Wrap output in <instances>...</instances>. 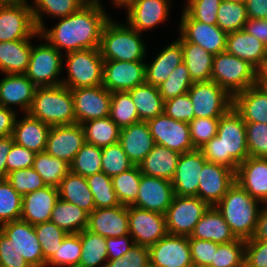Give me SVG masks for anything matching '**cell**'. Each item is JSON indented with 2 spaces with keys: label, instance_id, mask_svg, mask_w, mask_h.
Listing matches in <instances>:
<instances>
[{
  "label": "cell",
  "instance_id": "obj_1",
  "mask_svg": "<svg viewBox=\"0 0 267 267\" xmlns=\"http://www.w3.org/2000/svg\"><path fill=\"white\" fill-rule=\"evenodd\" d=\"M110 19L100 0H90L77 12L59 18L51 29L39 30L44 39L58 51L65 53L99 48L104 25Z\"/></svg>",
  "mask_w": 267,
  "mask_h": 267
},
{
  "label": "cell",
  "instance_id": "obj_2",
  "mask_svg": "<svg viewBox=\"0 0 267 267\" xmlns=\"http://www.w3.org/2000/svg\"><path fill=\"white\" fill-rule=\"evenodd\" d=\"M199 150L207 162L224 165L235 172L238 166L249 157L245 121L233 107L219 117L216 136Z\"/></svg>",
  "mask_w": 267,
  "mask_h": 267
},
{
  "label": "cell",
  "instance_id": "obj_3",
  "mask_svg": "<svg viewBox=\"0 0 267 267\" xmlns=\"http://www.w3.org/2000/svg\"><path fill=\"white\" fill-rule=\"evenodd\" d=\"M258 204L263 203L252 197L235 181L215 207L235 237L248 240L253 238L257 227L260 212Z\"/></svg>",
  "mask_w": 267,
  "mask_h": 267
},
{
  "label": "cell",
  "instance_id": "obj_4",
  "mask_svg": "<svg viewBox=\"0 0 267 267\" xmlns=\"http://www.w3.org/2000/svg\"><path fill=\"white\" fill-rule=\"evenodd\" d=\"M140 36L136 29L110 18L101 34L99 49L103 60L144 62L147 51Z\"/></svg>",
  "mask_w": 267,
  "mask_h": 267
},
{
  "label": "cell",
  "instance_id": "obj_5",
  "mask_svg": "<svg viewBox=\"0 0 267 267\" xmlns=\"http://www.w3.org/2000/svg\"><path fill=\"white\" fill-rule=\"evenodd\" d=\"M28 113L51 127L76 124L71 89L62 84L37 87Z\"/></svg>",
  "mask_w": 267,
  "mask_h": 267
},
{
  "label": "cell",
  "instance_id": "obj_6",
  "mask_svg": "<svg viewBox=\"0 0 267 267\" xmlns=\"http://www.w3.org/2000/svg\"><path fill=\"white\" fill-rule=\"evenodd\" d=\"M211 80L233 97L256 84V68L248 61L223 51L214 55Z\"/></svg>",
  "mask_w": 267,
  "mask_h": 267
},
{
  "label": "cell",
  "instance_id": "obj_7",
  "mask_svg": "<svg viewBox=\"0 0 267 267\" xmlns=\"http://www.w3.org/2000/svg\"><path fill=\"white\" fill-rule=\"evenodd\" d=\"M103 61L99 48L66 53L67 78L62 85L71 90L102 85Z\"/></svg>",
  "mask_w": 267,
  "mask_h": 267
},
{
  "label": "cell",
  "instance_id": "obj_8",
  "mask_svg": "<svg viewBox=\"0 0 267 267\" xmlns=\"http://www.w3.org/2000/svg\"><path fill=\"white\" fill-rule=\"evenodd\" d=\"M27 0L0 3V42L40 37Z\"/></svg>",
  "mask_w": 267,
  "mask_h": 267
},
{
  "label": "cell",
  "instance_id": "obj_9",
  "mask_svg": "<svg viewBox=\"0 0 267 267\" xmlns=\"http://www.w3.org/2000/svg\"><path fill=\"white\" fill-rule=\"evenodd\" d=\"M61 53L48 42L32 45L26 77L37 87L61 85L62 80L58 79L63 70Z\"/></svg>",
  "mask_w": 267,
  "mask_h": 267
},
{
  "label": "cell",
  "instance_id": "obj_10",
  "mask_svg": "<svg viewBox=\"0 0 267 267\" xmlns=\"http://www.w3.org/2000/svg\"><path fill=\"white\" fill-rule=\"evenodd\" d=\"M188 94L195 118L221 117L233 106V97L212 80L194 82Z\"/></svg>",
  "mask_w": 267,
  "mask_h": 267
},
{
  "label": "cell",
  "instance_id": "obj_11",
  "mask_svg": "<svg viewBox=\"0 0 267 267\" xmlns=\"http://www.w3.org/2000/svg\"><path fill=\"white\" fill-rule=\"evenodd\" d=\"M209 207L198 196L174 195L165 214L168 234L190 237Z\"/></svg>",
  "mask_w": 267,
  "mask_h": 267
},
{
  "label": "cell",
  "instance_id": "obj_12",
  "mask_svg": "<svg viewBox=\"0 0 267 267\" xmlns=\"http://www.w3.org/2000/svg\"><path fill=\"white\" fill-rule=\"evenodd\" d=\"M129 235L134 243L151 247L168 234L166 216L136 206H128Z\"/></svg>",
  "mask_w": 267,
  "mask_h": 267
},
{
  "label": "cell",
  "instance_id": "obj_13",
  "mask_svg": "<svg viewBox=\"0 0 267 267\" xmlns=\"http://www.w3.org/2000/svg\"><path fill=\"white\" fill-rule=\"evenodd\" d=\"M146 122L155 144L172 149L180 154L195 150L191 142L187 122L174 120L165 113Z\"/></svg>",
  "mask_w": 267,
  "mask_h": 267
},
{
  "label": "cell",
  "instance_id": "obj_14",
  "mask_svg": "<svg viewBox=\"0 0 267 267\" xmlns=\"http://www.w3.org/2000/svg\"><path fill=\"white\" fill-rule=\"evenodd\" d=\"M77 124L110 115L111 92L103 85L71 90Z\"/></svg>",
  "mask_w": 267,
  "mask_h": 267
},
{
  "label": "cell",
  "instance_id": "obj_15",
  "mask_svg": "<svg viewBox=\"0 0 267 267\" xmlns=\"http://www.w3.org/2000/svg\"><path fill=\"white\" fill-rule=\"evenodd\" d=\"M151 267H191L189 238L167 234L149 247Z\"/></svg>",
  "mask_w": 267,
  "mask_h": 267
},
{
  "label": "cell",
  "instance_id": "obj_16",
  "mask_svg": "<svg viewBox=\"0 0 267 267\" xmlns=\"http://www.w3.org/2000/svg\"><path fill=\"white\" fill-rule=\"evenodd\" d=\"M0 231L31 267H45L46 261L33 225L19 219L0 225Z\"/></svg>",
  "mask_w": 267,
  "mask_h": 267
},
{
  "label": "cell",
  "instance_id": "obj_17",
  "mask_svg": "<svg viewBox=\"0 0 267 267\" xmlns=\"http://www.w3.org/2000/svg\"><path fill=\"white\" fill-rule=\"evenodd\" d=\"M182 11L179 31L187 42L197 44L213 55L225 51L226 32L217 25H209L194 20L185 10Z\"/></svg>",
  "mask_w": 267,
  "mask_h": 267
},
{
  "label": "cell",
  "instance_id": "obj_18",
  "mask_svg": "<svg viewBox=\"0 0 267 267\" xmlns=\"http://www.w3.org/2000/svg\"><path fill=\"white\" fill-rule=\"evenodd\" d=\"M234 183V170L206 162L199 175L198 197L209 206H216Z\"/></svg>",
  "mask_w": 267,
  "mask_h": 267
},
{
  "label": "cell",
  "instance_id": "obj_19",
  "mask_svg": "<svg viewBox=\"0 0 267 267\" xmlns=\"http://www.w3.org/2000/svg\"><path fill=\"white\" fill-rule=\"evenodd\" d=\"M145 62L103 61L102 85L109 92L129 91L145 83Z\"/></svg>",
  "mask_w": 267,
  "mask_h": 267
},
{
  "label": "cell",
  "instance_id": "obj_20",
  "mask_svg": "<svg viewBox=\"0 0 267 267\" xmlns=\"http://www.w3.org/2000/svg\"><path fill=\"white\" fill-rule=\"evenodd\" d=\"M84 144L85 132L82 124L52 126L45 151L52 157L71 164Z\"/></svg>",
  "mask_w": 267,
  "mask_h": 267
},
{
  "label": "cell",
  "instance_id": "obj_21",
  "mask_svg": "<svg viewBox=\"0 0 267 267\" xmlns=\"http://www.w3.org/2000/svg\"><path fill=\"white\" fill-rule=\"evenodd\" d=\"M173 197L172 181L142 174L137 200L132 206L165 215Z\"/></svg>",
  "mask_w": 267,
  "mask_h": 267
},
{
  "label": "cell",
  "instance_id": "obj_22",
  "mask_svg": "<svg viewBox=\"0 0 267 267\" xmlns=\"http://www.w3.org/2000/svg\"><path fill=\"white\" fill-rule=\"evenodd\" d=\"M206 162L207 160L199 149L180 155L172 179L174 195L198 196L199 175Z\"/></svg>",
  "mask_w": 267,
  "mask_h": 267
},
{
  "label": "cell",
  "instance_id": "obj_23",
  "mask_svg": "<svg viewBox=\"0 0 267 267\" xmlns=\"http://www.w3.org/2000/svg\"><path fill=\"white\" fill-rule=\"evenodd\" d=\"M87 230L105 238L129 235L128 206L95 208L89 214Z\"/></svg>",
  "mask_w": 267,
  "mask_h": 267
},
{
  "label": "cell",
  "instance_id": "obj_24",
  "mask_svg": "<svg viewBox=\"0 0 267 267\" xmlns=\"http://www.w3.org/2000/svg\"><path fill=\"white\" fill-rule=\"evenodd\" d=\"M235 181L252 197L267 203V158L249 156L238 166Z\"/></svg>",
  "mask_w": 267,
  "mask_h": 267
},
{
  "label": "cell",
  "instance_id": "obj_25",
  "mask_svg": "<svg viewBox=\"0 0 267 267\" xmlns=\"http://www.w3.org/2000/svg\"><path fill=\"white\" fill-rule=\"evenodd\" d=\"M58 199V188L53 186H45L23 195L20 219L33 226L50 221L53 208Z\"/></svg>",
  "mask_w": 267,
  "mask_h": 267
},
{
  "label": "cell",
  "instance_id": "obj_26",
  "mask_svg": "<svg viewBox=\"0 0 267 267\" xmlns=\"http://www.w3.org/2000/svg\"><path fill=\"white\" fill-rule=\"evenodd\" d=\"M37 86L25 74H5L0 80V106L12 108L19 106L24 113H28Z\"/></svg>",
  "mask_w": 267,
  "mask_h": 267
},
{
  "label": "cell",
  "instance_id": "obj_27",
  "mask_svg": "<svg viewBox=\"0 0 267 267\" xmlns=\"http://www.w3.org/2000/svg\"><path fill=\"white\" fill-rule=\"evenodd\" d=\"M168 0H136L127 8V24L139 33L165 22L169 16Z\"/></svg>",
  "mask_w": 267,
  "mask_h": 267
},
{
  "label": "cell",
  "instance_id": "obj_28",
  "mask_svg": "<svg viewBox=\"0 0 267 267\" xmlns=\"http://www.w3.org/2000/svg\"><path fill=\"white\" fill-rule=\"evenodd\" d=\"M119 143L128 158L136 166L143 161L155 145L146 121H140L122 128Z\"/></svg>",
  "mask_w": 267,
  "mask_h": 267
},
{
  "label": "cell",
  "instance_id": "obj_29",
  "mask_svg": "<svg viewBox=\"0 0 267 267\" xmlns=\"http://www.w3.org/2000/svg\"><path fill=\"white\" fill-rule=\"evenodd\" d=\"M232 107L245 122L267 124V88L255 84L235 94Z\"/></svg>",
  "mask_w": 267,
  "mask_h": 267
},
{
  "label": "cell",
  "instance_id": "obj_30",
  "mask_svg": "<svg viewBox=\"0 0 267 267\" xmlns=\"http://www.w3.org/2000/svg\"><path fill=\"white\" fill-rule=\"evenodd\" d=\"M181 42L177 39L169 44L148 64H145V83L159 87L172 74L173 70L183 62Z\"/></svg>",
  "mask_w": 267,
  "mask_h": 267
},
{
  "label": "cell",
  "instance_id": "obj_31",
  "mask_svg": "<svg viewBox=\"0 0 267 267\" xmlns=\"http://www.w3.org/2000/svg\"><path fill=\"white\" fill-rule=\"evenodd\" d=\"M22 119H16L12 137L14 142L34 151L44 152L51 126L25 113Z\"/></svg>",
  "mask_w": 267,
  "mask_h": 267
},
{
  "label": "cell",
  "instance_id": "obj_32",
  "mask_svg": "<svg viewBox=\"0 0 267 267\" xmlns=\"http://www.w3.org/2000/svg\"><path fill=\"white\" fill-rule=\"evenodd\" d=\"M225 51L255 68L267 57L266 45L243 29L227 34Z\"/></svg>",
  "mask_w": 267,
  "mask_h": 267
},
{
  "label": "cell",
  "instance_id": "obj_33",
  "mask_svg": "<svg viewBox=\"0 0 267 267\" xmlns=\"http://www.w3.org/2000/svg\"><path fill=\"white\" fill-rule=\"evenodd\" d=\"M224 244L237 238L215 206H210L197 222L190 237Z\"/></svg>",
  "mask_w": 267,
  "mask_h": 267
},
{
  "label": "cell",
  "instance_id": "obj_34",
  "mask_svg": "<svg viewBox=\"0 0 267 267\" xmlns=\"http://www.w3.org/2000/svg\"><path fill=\"white\" fill-rule=\"evenodd\" d=\"M180 153L155 144L138 165L142 174L172 181Z\"/></svg>",
  "mask_w": 267,
  "mask_h": 267
},
{
  "label": "cell",
  "instance_id": "obj_35",
  "mask_svg": "<svg viewBox=\"0 0 267 267\" xmlns=\"http://www.w3.org/2000/svg\"><path fill=\"white\" fill-rule=\"evenodd\" d=\"M31 39L0 42V71L2 73H26L33 45Z\"/></svg>",
  "mask_w": 267,
  "mask_h": 267
},
{
  "label": "cell",
  "instance_id": "obj_36",
  "mask_svg": "<svg viewBox=\"0 0 267 267\" xmlns=\"http://www.w3.org/2000/svg\"><path fill=\"white\" fill-rule=\"evenodd\" d=\"M59 198L75 204L90 214L95 208V201L86 177L69 172L58 187Z\"/></svg>",
  "mask_w": 267,
  "mask_h": 267
},
{
  "label": "cell",
  "instance_id": "obj_37",
  "mask_svg": "<svg viewBox=\"0 0 267 267\" xmlns=\"http://www.w3.org/2000/svg\"><path fill=\"white\" fill-rule=\"evenodd\" d=\"M178 40L182 45L183 62L188 68L192 81H210L214 55L197 44L187 42L181 35Z\"/></svg>",
  "mask_w": 267,
  "mask_h": 267
},
{
  "label": "cell",
  "instance_id": "obj_38",
  "mask_svg": "<svg viewBox=\"0 0 267 267\" xmlns=\"http://www.w3.org/2000/svg\"><path fill=\"white\" fill-rule=\"evenodd\" d=\"M127 92L137 108L140 121H148L164 113V100L158 87L144 83Z\"/></svg>",
  "mask_w": 267,
  "mask_h": 267
},
{
  "label": "cell",
  "instance_id": "obj_39",
  "mask_svg": "<svg viewBox=\"0 0 267 267\" xmlns=\"http://www.w3.org/2000/svg\"><path fill=\"white\" fill-rule=\"evenodd\" d=\"M89 214L62 199H58L53 208L50 221L56 224L67 234H77L88 226Z\"/></svg>",
  "mask_w": 267,
  "mask_h": 267
},
{
  "label": "cell",
  "instance_id": "obj_40",
  "mask_svg": "<svg viewBox=\"0 0 267 267\" xmlns=\"http://www.w3.org/2000/svg\"><path fill=\"white\" fill-rule=\"evenodd\" d=\"M90 0H34L31 5L34 21L38 31L45 25L43 16L49 15L53 18L69 16L80 10ZM34 5V6H33Z\"/></svg>",
  "mask_w": 267,
  "mask_h": 267
},
{
  "label": "cell",
  "instance_id": "obj_41",
  "mask_svg": "<svg viewBox=\"0 0 267 267\" xmlns=\"http://www.w3.org/2000/svg\"><path fill=\"white\" fill-rule=\"evenodd\" d=\"M82 126L85 143L103 148L119 142L121 128L110 116L86 121Z\"/></svg>",
  "mask_w": 267,
  "mask_h": 267
},
{
  "label": "cell",
  "instance_id": "obj_42",
  "mask_svg": "<svg viewBox=\"0 0 267 267\" xmlns=\"http://www.w3.org/2000/svg\"><path fill=\"white\" fill-rule=\"evenodd\" d=\"M80 239L82 248L78 267H99L100 264L105 267L108 261L106 238L85 229L80 232Z\"/></svg>",
  "mask_w": 267,
  "mask_h": 267
},
{
  "label": "cell",
  "instance_id": "obj_43",
  "mask_svg": "<svg viewBox=\"0 0 267 267\" xmlns=\"http://www.w3.org/2000/svg\"><path fill=\"white\" fill-rule=\"evenodd\" d=\"M34 170L42 177L47 186L58 188L61 181L70 172V164L66 161L52 157L46 151L35 154Z\"/></svg>",
  "mask_w": 267,
  "mask_h": 267
},
{
  "label": "cell",
  "instance_id": "obj_44",
  "mask_svg": "<svg viewBox=\"0 0 267 267\" xmlns=\"http://www.w3.org/2000/svg\"><path fill=\"white\" fill-rule=\"evenodd\" d=\"M141 175L139 166L134 165L112 177L113 188L121 205L132 206L136 202Z\"/></svg>",
  "mask_w": 267,
  "mask_h": 267
},
{
  "label": "cell",
  "instance_id": "obj_45",
  "mask_svg": "<svg viewBox=\"0 0 267 267\" xmlns=\"http://www.w3.org/2000/svg\"><path fill=\"white\" fill-rule=\"evenodd\" d=\"M109 116L121 129L140 122L137 108L127 91L111 92Z\"/></svg>",
  "mask_w": 267,
  "mask_h": 267
},
{
  "label": "cell",
  "instance_id": "obj_46",
  "mask_svg": "<svg viewBox=\"0 0 267 267\" xmlns=\"http://www.w3.org/2000/svg\"><path fill=\"white\" fill-rule=\"evenodd\" d=\"M90 191L94 196L96 208H112L121 205L113 188L112 178L104 172L86 177Z\"/></svg>",
  "mask_w": 267,
  "mask_h": 267
},
{
  "label": "cell",
  "instance_id": "obj_47",
  "mask_svg": "<svg viewBox=\"0 0 267 267\" xmlns=\"http://www.w3.org/2000/svg\"><path fill=\"white\" fill-rule=\"evenodd\" d=\"M248 20L245 3L221 1L218 9L217 26L224 32L242 30Z\"/></svg>",
  "mask_w": 267,
  "mask_h": 267
},
{
  "label": "cell",
  "instance_id": "obj_48",
  "mask_svg": "<svg viewBox=\"0 0 267 267\" xmlns=\"http://www.w3.org/2000/svg\"><path fill=\"white\" fill-rule=\"evenodd\" d=\"M70 171L83 177L102 172V148L85 143L70 164Z\"/></svg>",
  "mask_w": 267,
  "mask_h": 267
},
{
  "label": "cell",
  "instance_id": "obj_49",
  "mask_svg": "<svg viewBox=\"0 0 267 267\" xmlns=\"http://www.w3.org/2000/svg\"><path fill=\"white\" fill-rule=\"evenodd\" d=\"M81 248L80 232L67 234L57 251L46 262L45 267H78Z\"/></svg>",
  "mask_w": 267,
  "mask_h": 267
},
{
  "label": "cell",
  "instance_id": "obj_50",
  "mask_svg": "<svg viewBox=\"0 0 267 267\" xmlns=\"http://www.w3.org/2000/svg\"><path fill=\"white\" fill-rule=\"evenodd\" d=\"M209 267H245V240L218 244Z\"/></svg>",
  "mask_w": 267,
  "mask_h": 267
},
{
  "label": "cell",
  "instance_id": "obj_51",
  "mask_svg": "<svg viewBox=\"0 0 267 267\" xmlns=\"http://www.w3.org/2000/svg\"><path fill=\"white\" fill-rule=\"evenodd\" d=\"M22 214V196L6 179H0V225L19 220Z\"/></svg>",
  "mask_w": 267,
  "mask_h": 267
},
{
  "label": "cell",
  "instance_id": "obj_52",
  "mask_svg": "<svg viewBox=\"0 0 267 267\" xmlns=\"http://www.w3.org/2000/svg\"><path fill=\"white\" fill-rule=\"evenodd\" d=\"M34 230L47 262L60 247L67 233L51 221L34 225Z\"/></svg>",
  "mask_w": 267,
  "mask_h": 267
},
{
  "label": "cell",
  "instance_id": "obj_53",
  "mask_svg": "<svg viewBox=\"0 0 267 267\" xmlns=\"http://www.w3.org/2000/svg\"><path fill=\"white\" fill-rule=\"evenodd\" d=\"M194 82L190 78L188 68L185 63L179 64L159 87V93L163 100L174 98L176 96L188 93V90Z\"/></svg>",
  "mask_w": 267,
  "mask_h": 267
},
{
  "label": "cell",
  "instance_id": "obj_54",
  "mask_svg": "<svg viewBox=\"0 0 267 267\" xmlns=\"http://www.w3.org/2000/svg\"><path fill=\"white\" fill-rule=\"evenodd\" d=\"M133 166L119 142L102 148V172L107 176L112 178Z\"/></svg>",
  "mask_w": 267,
  "mask_h": 267
},
{
  "label": "cell",
  "instance_id": "obj_55",
  "mask_svg": "<svg viewBox=\"0 0 267 267\" xmlns=\"http://www.w3.org/2000/svg\"><path fill=\"white\" fill-rule=\"evenodd\" d=\"M6 180L21 196L47 186L33 167L12 171Z\"/></svg>",
  "mask_w": 267,
  "mask_h": 267
},
{
  "label": "cell",
  "instance_id": "obj_56",
  "mask_svg": "<svg viewBox=\"0 0 267 267\" xmlns=\"http://www.w3.org/2000/svg\"><path fill=\"white\" fill-rule=\"evenodd\" d=\"M245 125L249 156L267 158V124L245 122Z\"/></svg>",
  "mask_w": 267,
  "mask_h": 267
},
{
  "label": "cell",
  "instance_id": "obj_57",
  "mask_svg": "<svg viewBox=\"0 0 267 267\" xmlns=\"http://www.w3.org/2000/svg\"><path fill=\"white\" fill-rule=\"evenodd\" d=\"M189 124L190 138L195 149L209 142L218 131L219 117L194 118Z\"/></svg>",
  "mask_w": 267,
  "mask_h": 267
},
{
  "label": "cell",
  "instance_id": "obj_58",
  "mask_svg": "<svg viewBox=\"0 0 267 267\" xmlns=\"http://www.w3.org/2000/svg\"><path fill=\"white\" fill-rule=\"evenodd\" d=\"M222 0H187L184 10L199 22L217 25L218 9Z\"/></svg>",
  "mask_w": 267,
  "mask_h": 267
},
{
  "label": "cell",
  "instance_id": "obj_59",
  "mask_svg": "<svg viewBox=\"0 0 267 267\" xmlns=\"http://www.w3.org/2000/svg\"><path fill=\"white\" fill-rule=\"evenodd\" d=\"M164 113L174 120L187 123L195 118L193 104L188 93L164 101Z\"/></svg>",
  "mask_w": 267,
  "mask_h": 267
},
{
  "label": "cell",
  "instance_id": "obj_60",
  "mask_svg": "<svg viewBox=\"0 0 267 267\" xmlns=\"http://www.w3.org/2000/svg\"><path fill=\"white\" fill-rule=\"evenodd\" d=\"M149 248L134 244L123 257L108 259L105 267H149Z\"/></svg>",
  "mask_w": 267,
  "mask_h": 267
},
{
  "label": "cell",
  "instance_id": "obj_61",
  "mask_svg": "<svg viewBox=\"0 0 267 267\" xmlns=\"http://www.w3.org/2000/svg\"><path fill=\"white\" fill-rule=\"evenodd\" d=\"M190 252L193 265L209 267L213 260L214 250H217L218 244L212 241L189 238Z\"/></svg>",
  "mask_w": 267,
  "mask_h": 267
},
{
  "label": "cell",
  "instance_id": "obj_62",
  "mask_svg": "<svg viewBox=\"0 0 267 267\" xmlns=\"http://www.w3.org/2000/svg\"><path fill=\"white\" fill-rule=\"evenodd\" d=\"M35 154L34 151L14 142L7 156V174L15 170L31 168Z\"/></svg>",
  "mask_w": 267,
  "mask_h": 267
},
{
  "label": "cell",
  "instance_id": "obj_63",
  "mask_svg": "<svg viewBox=\"0 0 267 267\" xmlns=\"http://www.w3.org/2000/svg\"><path fill=\"white\" fill-rule=\"evenodd\" d=\"M245 267H267V241L245 240Z\"/></svg>",
  "mask_w": 267,
  "mask_h": 267
},
{
  "label": "cell",
  "instance_id": "obj_64",
  "mask_svg": "<svg viewBox=\"0 0 267 267\" xmlns=\"http://www.w3.org/2000/svg\"><path fill=\"white\" fill-rule=\"evenodd\" d=\"M1 267H31L22 255L18 254L12 241L0 231Z\"/></svg>",
  "mask_w": 267,
  "mask_h": 267
},
{
  "label": "cell",
  "instance_id": "obj_65",
  "mask_svg": "<svg viewBox=\"0 0 267 267\" xmlns=\"http://www.w3.org/2000/svg\"><path fill=\"white\" fill-rule=\"evenodd\" d=\"M129 236L130 235L106 238L108 259L123 257V255L133 247L135 244L134 240Z\"/></svg>",
  "mask_w": 267,
  "mask_h": 267
},
{
  "label": "cell",
  "instance_id": "obj_66",
  "mask_svg": "<svg viewBox=\"0 0 267 267\" xmlns=\"http://www.w3.org/2000/svg\"><path fill=\"white\" fill-rule=\"evenodd\" d=\"M14 109L0 106V138L12 135L17 119Z\"/></svg>",
  "mask_w": 267,
  "mask_h": 267
},
{
  "label": "cell",
  "instance_id": "obj_67",
  "mask_svg": "<svg viewBox=\"0 0 267 267\" xmlns=\"http://www.w3.org/2000/svg\"><path fill=\"white\" fill-rule=\"evenodd\" d=\"M243 30L267 45V20L248 19Z\"/></svg>",
  "mask_w": 267,
  "mask_h": 267
},
{
  "label": "cell",
  "instance_id": "obj_68",
  "mask_svg": "<svg viewBox=\"0 0 267 267\" xmlns=\"http://www.w3.org/2000/svg\"><path fill=\"white\" fill-rule=\"evenodd\" d=\"M248 19H266L267 0H245Z\"/></svg>",
  "mask_w": 267,
  "mask_h": 267
},
{
  "label": "cell",
  "instance_id": "obj_69",
  "mask_svg": "<svg viewBox=\"0 0 267 267\" xmlns=\"http://www.w3.org/2000/svg\"><path fill=\"white\" fill-rule=\"evenodd\" d=\"M14 143L12 135L0 138V179H6L7 167L6 161L8 153Z\"/></svg>",
  "mask_w": 267,
  "mask_h": 267
},
{
  "label": "cell",
  "instance_id": "obj_70",
  "mask_svg": "<svg viewBox=\"0 0 267 267\" xmlns=\"http://www.w3.org/2000/svg\"><path fill=\"white\" fill-rule=\"evenodd\" d=\"M262 209H260L257 227L253 238L255 240L267 241V203H263Z\"/></svg>",
  "mask_w": 267,
  "mask_h": 267
},
{
  "label": "cell",
  "instance_id": "obj_71",
  "mask_svg": "<svg viewBox=\"0 0 267 267\" xmlns=\"http://www.w3.org/2000/svg\"><path fill=\"white\" fill-rule=\"evenodd\" d=\"M256 85L267 88V57L256 68Z\"/></svg>",
  "mask_w": 267,
  "mask_h": 267
},
{
  "label": "cell",
  "instance_id": "obj_72",
  "mask_svg": "<svg viewBox=\"0 0 267 267\" xmlns=\"http://www.w3.org/2000/svg\"><path fill=\"white\" fill-rule=\"evenodd\" d=\"M114 6L117 7H125L127 9L130 5H132L136 0H112Z\"/></svg>",
  "mask_w": 267,
  "mask_h": 267
},
{
  "label": "cell",
  "instance_id": "obj_73",
  "mask_svg": "<svg viewBox=\"0 0 267 267\" xmlns=\"http://www.w3.org/2000/svg\"><path fill=\"white\" fill-rule=\"evenodd\" d=\"M18 0H0V3H12Z\"/></svg>",
  "mask_w": 267,
  "mask_h": 267
},
{
  "label": "cell",
  "instance_id": "obj_74",
  "mask_svg": "<svg viewBox=\"0 0 267 267\" xmlns=\"http://www.w3.org/2000/svg\"><path fill=\"white\" fill-rule=\"evenodd\" d=\"M223 1H231V2L245 3V0H223Z\"/></svg>",
  "mask_w": 267,
  "mask_h": 267
}]
</instances>
